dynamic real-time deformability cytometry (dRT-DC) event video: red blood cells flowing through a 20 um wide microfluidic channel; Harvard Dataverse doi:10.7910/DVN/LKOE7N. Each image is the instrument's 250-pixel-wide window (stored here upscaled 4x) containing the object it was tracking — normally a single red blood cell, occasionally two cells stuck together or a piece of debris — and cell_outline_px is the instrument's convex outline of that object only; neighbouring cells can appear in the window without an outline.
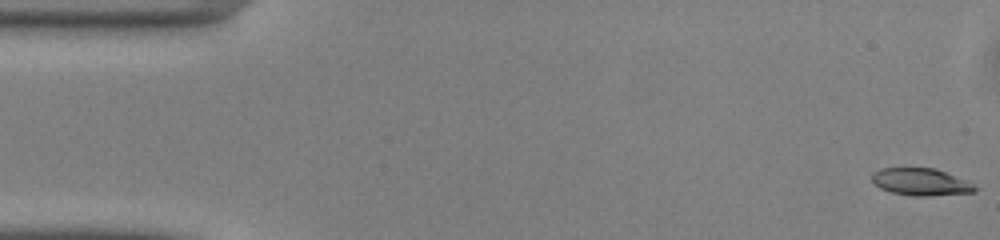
{"species": "common noctule bat (a hibernating species)", "species_latin": "Nyctalus noctula", "temperature_condition": "warm", "stored_images_in_passage": 49, "camera_frame_rate_fps": 3000, "um_per_image_px": 0.085, "animal": {"sex": "male", "body_mass_g": 13.0, "forearm_length_mm": 53.1}, "frame": {"image": 1, "passage_image": 1, "time_ms": 0.0, "image_size_px": [1000, 240], "cell_outline_px": [[976, 192], [928, 196], [912, 196], [892, 192], [880, 188], [872, 180], [872, 172], [880, 168], [936, 168], [968, 180], [976, 188]], "centroid_in_image_um": [78.29, 15.46], "position_along_channel_um": 6.7, "area_um2": 16.42}}
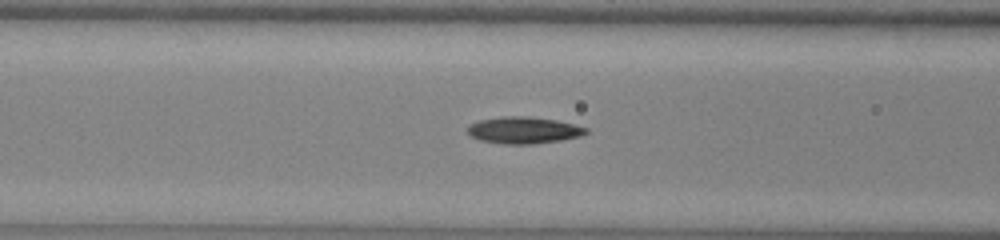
{"frame": {"image": 2, "passage_image": 19, "time_ms": 6.0, "image_size_px": [1000, 240], "cell_outline_px": [[588, 132], [580, 136], [560, 140], [532, 144], [504, 144], [480, 140], [472, 136], [468, 132], [468, 124], [480, 120], [500, 116], [528, 116], [556, 120], [588, 128]], "centroid_in_image_um": [44.49, 11.06], "position_along_channel_um": 122.1, "area_um2": 18.38}}
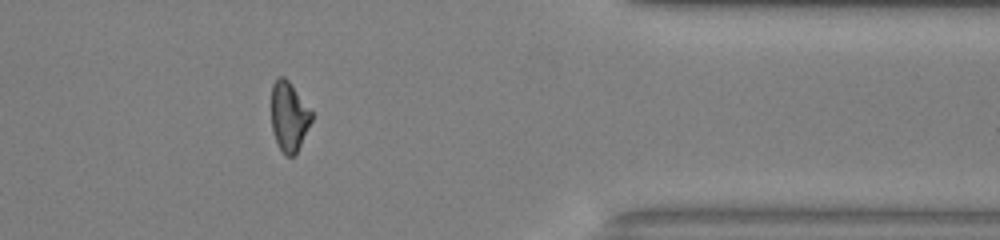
{"frame": {"image": 3, "passage_image": 40, "time_ms": 13.0, "image_size_px": [1000, 240], "cell_outline_px": [[312, 120], [296, 152], [292, 156], [284, 156], [272, 132], [272, 84], [276, 76], [284, 76], [288, 80], [312, 112]], "centroid_in_image_um": [24.54, 9.88], "position_along_channel_um": 386.9, "area_um2": 16.07}, "authors_computed_cell_mechanics": {"area_um2": 17.1666, "velocity_mm_per_s": 4.1253, "shape_relaxation_time_tau1_ms": 5.2637, "shape_relaxation_time_tau2_ms": 6.0646, "deformation_change_tau1": 0.1794, "deformation_change_tau2": 0.1402}}